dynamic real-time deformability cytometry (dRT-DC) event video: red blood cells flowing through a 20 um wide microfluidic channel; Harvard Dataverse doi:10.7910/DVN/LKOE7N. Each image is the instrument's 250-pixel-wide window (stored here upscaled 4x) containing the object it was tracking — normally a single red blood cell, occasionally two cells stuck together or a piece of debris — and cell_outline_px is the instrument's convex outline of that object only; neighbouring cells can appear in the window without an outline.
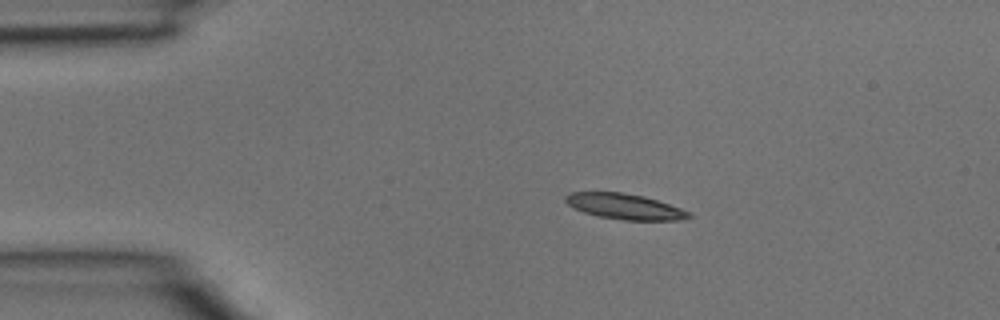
{"species": "common noctule bat (a hibernating species)", "species_latin": "Nyctalus noctula", "temperature_condition": "room temperature", "stored_images_in_passage": 2, "camera_frame_rate_fps": 3000, "um_per_image_px": 0.085, "animal": {"sex": "male", "body_mass_g": 15.6}, "frame": {"image": 1, "passage_image": 2, "time_ms": 0.333, "image_size_px": [1000, 320], "cell_outline_px": [[692, 216], [680, 220], [624, 220], [600, 216], [584, 212], [568, 204], [564, 200], [564, 196], [568, 192], [620, 192], [644, 196], [692, 212]], "centroid_in_image_um": [53.1, 17.54], "position_along_channel_um": 31.9, "area_um2": 18.21}}